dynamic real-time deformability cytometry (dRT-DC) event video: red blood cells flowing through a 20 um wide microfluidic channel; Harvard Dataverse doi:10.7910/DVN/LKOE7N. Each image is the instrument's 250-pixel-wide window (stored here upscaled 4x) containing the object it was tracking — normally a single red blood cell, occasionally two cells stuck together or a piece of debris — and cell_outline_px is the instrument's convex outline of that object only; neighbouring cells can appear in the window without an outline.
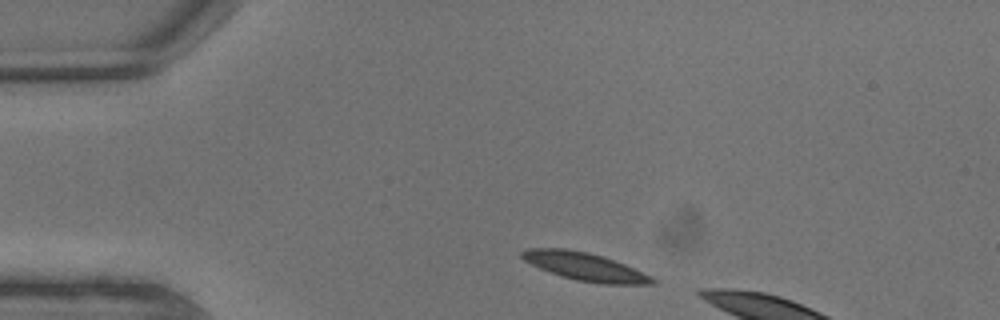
{"species": "common noctule bat (a hibernating species)", "species_latin": "Nyctalus noctula", "temperature_condition": "warm", "stored_images_in_passage": 3, "camera_frame_rate_fps": 3000, "um_per_image_px": 0.085, "animal": {"sex": "male", "body_mass_g": 13.3}, "frame": {"image": 1, "passage_image": 1, "time_ms": 0.0, "image_size_px": [1000, 320], "cell_outline_px": [[656, 284], [604, 284], [576, 280], [540, 268], [524, 260], [520, 256], [520, 252], [528, 248], [564, 248], [588, 252], [624, 264], [656, 280]], "centroid_in_image_um": [49.67, 22.65], "position_along_channel_um": 35.3, "area_um2": 20.69}}